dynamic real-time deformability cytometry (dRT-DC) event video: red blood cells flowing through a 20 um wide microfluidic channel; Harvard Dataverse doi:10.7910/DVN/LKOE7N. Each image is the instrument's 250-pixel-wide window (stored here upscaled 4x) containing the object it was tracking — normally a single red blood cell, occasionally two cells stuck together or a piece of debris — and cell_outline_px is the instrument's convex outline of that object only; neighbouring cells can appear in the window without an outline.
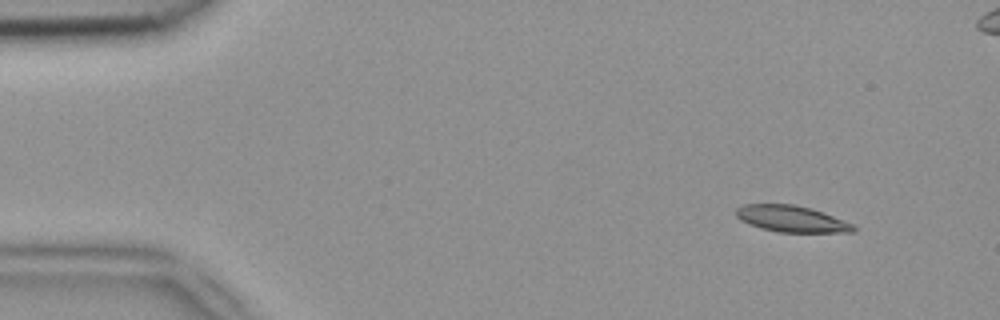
{"species": "common noctule bat (a hibernating species)", "species_latin": "Nyctalus noctula", "temperature_condition": "room temperature", "stored_images_in_passage": 48, "camera_frame_rate_fps": 3000, "um_per_image_px": 0.085, "animal": {"sex": "female", "body_mass_g": 18.4}, "frame": {"image": 1, "passage_image": 1, "time_ms": 0.0, "image_size_px": [1000, 320], "cell_outline_px": [[856, 232], [776, 232], [760, 228], [748, 224], [740, 220], [736, 216], [736, 208], [744, 204], [792, 204], [812, 208], [852, 224], [856, 228]], "centroid_in_image_um": [67.23, 18.6], "position_along_channel_um": 17.8, "area_um2": 18.03}}
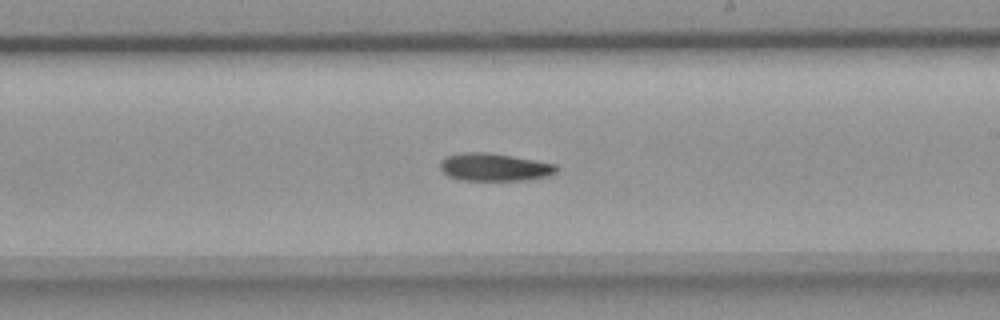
{"frame": {"image": 2, "passage_image": 26, "time_ms": 8.333, "image_size_px": [1000, 320], "cell_outline_px": [[560, 168], [556, 172], [548, 176], [524, 180], [460, 180], [448, 176], [440, 168], [440, 160], [444, 156], [464, 152], [492, 152], [536, 160], [556, 164]], "centroid_in_image_um": [42.02, 14.19], "position_along_channel_um": 247.0, "area_um2": 19.07}}
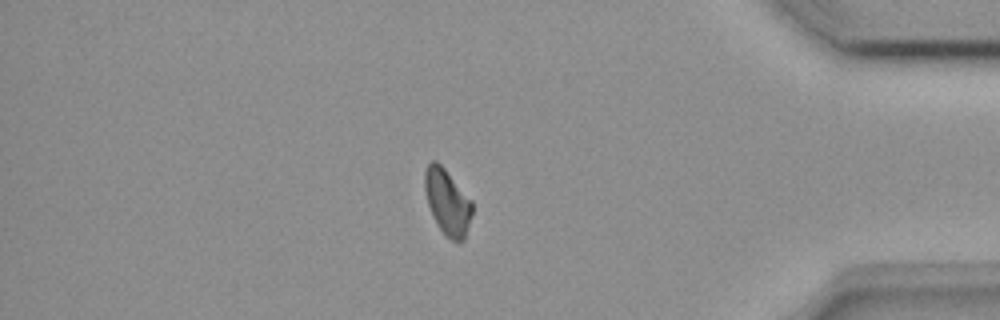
{"frame": {"image": 3, "passage_image": 40, "time_ms": 13.0, "image_size_px": [1000, 320], "cell_outline_px": [[472, 216], [464, 240], [452, 240], [444, 236], [428, 204], [424, 188], [424, 172], [428, 164], [432, 160], [436, 160], [444, 168], [472, 200]], "centroid_in_image_um": [38.03, 17.15], "position_along_channel_um": 397.2, "area_um2": 17.98}}